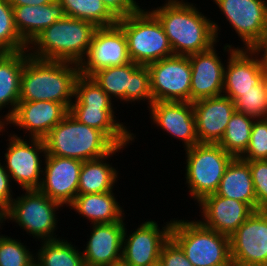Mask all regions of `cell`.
<instances>
[{"label": "cell", "instance_id": "obj_1", "mask_svg": "<svg viewBox=\"0 0 267 266\" xmlns=\"http://www.w3.org/2000/svg\"><path fill=\"white\" fill-rule=\"evenodd\" d=\"M165 2L150 11L161 22L174 55L189 56L204 52L219 42L221 27L215 20L203 15L195 3L183 0Z\"/></svg>", "mask_w": 267, "mask_h": 266}, {"label": "cell", "instance_id": "obj_2", "mask_svg": "<svg viewBox=\"0 0 267 266\" xmlns=\"http://www.w3.org/2000/svg\"><path fill=\"white\" fill-rule=\"evenodd\" d=\"M79 75V64L29 56L22 69L19 101H54L69 110Z\"/></svg>", "mask_w": 267, "mask_h": 266}, {"label": "cell", "instance_id": "obj_3", "mask_svg": "<svg viewBox=\"0 0 267 266\" xmlns=\"http://www.w3.org/2000/svg\"><path fill=\"white\" fill-rule=\"evenodd\" d=\"M112 100L92 77L79 75L69 113L79 122L102 131L116 146L129 145L136 135L125 123L117 121Z\"/></svg>", "mask_w": 267, "mask_h": 266}, {"label": "cell", "instance_id": "obj_4", "mask_svg": "<svg viewBox=\"0 0 267 266\" xmlns=\"http://www.w3.org/2000/svg\"><path fill=\"white\" fill-rule=\"evenodd\" d=\"M96 28L92 22L65 16L39 33L28 45V53L42 60L80 64Z\"/></svg>", "mask_w": 267, "mask_h": 266}, {"label": "cell", "instance_id": "obj_5", "mask_svg": "<svg viewBox=\"0 0 267 266\" xmlns=\"http://www.w3.org/2000/svg\"><path fill=\"white\" fill-rule=\"evenodd\" d=\"M48 155L80 161L109 154L116 145L100 130L76 120L69 112L44 138Z\"/></svg>", "mask_w": 267, "mask_h": 266}, {"label": "cell", "instance_id": "obj_6", "mask_svg": "<svg viewBox=\"0 0 267 266\" xmlns=\"http://www.w3.org/2000/svg\"><path fill=\"white\" fill-rule=\"evenodd\" d=\"M170 237L193 266H232L230 237L204 227L198 220L174 218Z\"/></svg>", "mask_w": 267, "mask_h": 266}, {"label": "cell", "instance_id": "obj_7", "mask_svg": "<svg viewBox=\"0 0 267 266\" xmlns=\"http://www.w3.org/2000/svg\"><path fill=\"white\" fill-rule=\"evenodd\" d=\"M117 24L125 33L132 62L148 65L174 55L161 22L149 9L142 7Z\"/></svg>", "mask_w": 267, "mask_h": 266}, {"label": "cell", "instance_id": "obj_8", "mask_svg": "<svg viewBox=\"0 0 267 266\" xmlns=\"http://www.w3.org/2000/svg\"><path fill=\"white\" fill-rule=\"evenodd\" d=\"M185 178L194 202L215 194L224 172L234 158L219 144L198 143L186 149Z\"/></svg>", "mask_w": 267, "mask_h": 266}, {"label": "cell", "instance_id": "obj_9", "mask_svg": "<svg viewBox=\"0 0 267 266\" xmlns=\"http://www.w3.org/2000/svg\"><path fill=\"white\" fill-rule=\"evenodd\" d=\"M63 207L59 202L51 200L39 190H25L21 195L13 199L5 210L6 220H12L18 224L26 234L33 239L41 241L60 239L58 229V217L56 212ZM58 236V237H57Z\"/></svg>", "mask_w": 267, "mask_h": 266}, {"label": "cell", "instance_id": "obj_10", "mask_svg": "<svg viewBox=\"0 0 267 266\" xmlns=\"http://www.w3.org/2000/svg\"><path fill=\"white\" fill-rule=\"evenodd\" d=\"M8 137L7 152L4 153L6 163L3 165L11 181L18 183L23 191L38 190L44 168L42 156L45 158L47 154L44 139L29 138L28 141L16 133H10Z\"/></svg>", "mask_w": 267, "mask_h": 266}, {"label": "cell", "instance_id": "obj_11", "mask_svg": "<svg viewBox=\"0 0 267 266\" xmlns=\"http://www.w3.org/2000/svg\"><path fill=\"white\" fill-rule=\"evenodd\" d=\"M106 94L120 103L137 101L153 103L150 72L147 65L129 62L123 66L107 67L91 76ZM142 100V101H141Z\"/></svg>", "mask_w": 267, "mask_h": 266}, {"label": "cell", "instance_id": "obj_12", "mask_svg": "<svg viewBox=\"0 0 267 266\" xmlns=\"http://www.w3.org/2000/svg\"><path fill=\"white\" fill-rule=\"evenodd\" d=\"M147 67L153 102H190L192 71L188 56L173 55Z\"/></svg>", "mask_w": 267, "mask_h": 266}, {"label": "cell", "instance_id": "obj_13", "mask_svg": "<svg viewBox=\"0 0 267 266\" xmlns=\"http://www.w3.org/2000/svg\"><path fill=\"white\" fill-rule=\"evenodd\" d=\"M232 266H267V210L254 211L230 237Z\"/></svg>", "mask_w": 267, "mask_h": 266}, {"label": "cell", "instance_id": "obj_14", "mask_svg": "<svg viewBox=\"0 0 267 266\" xmlns=\"http://www.w3.org/2000/svg\"><path fill=\"white\" fill-rule=\"evenodd\" d=\"M173 219L160 229L154 220L140 223L135 231L123 233L122 260L120 266H152L159 262L163 244L170 238Z\"/></svg>", "mask_w": 267, "mask_h": 266}, {"label": "cell", "instance_id": "obj_15", "mask_svg": "<svg viewBox=\"0 0 267 266\" xmlns=\"http://www.w3.org/2000/svg\"><path fill=\"white\" fill-rule=\"evenodd\" d=\"M131 62L125 33L115 24L97 27L85 58L79 64L80 75L91 77L98 70Z\"/></svg>", "mask_w": 267, "mask_h": 266}, {"label": "cell", "instance_id": "obj_16", "mask_svg": "<svg viewBox=\"0 0 267 266\" xmlns=\"http://www.w3.org/2000/svg\"><path fill=\"white\" fill-rule=\"evenodd\" d=\"M230 27L243 42L239 49H251L267 28L266 0H213Z\"/></svg>", "mask_w": 267, "mask_h": 266}, {"label": "cell", "instance_id": "obj_17", "mask_svg": "<svg viewBox=\"0 0 267 266\" xmlns=\"http://www.w3.org/2000/svg\"><path fill=\"white\" fill-rule=\"evenodd\" d=\"M223 46V52H228L223 95L235 102L244 92L262 82L264 67L251 49H239L228 43Z\"/></svg>", "mask_w": 267, "mask_h": 266}, {"label": "cell", "instance_id": "obj_18", "mask_svg": "<svg viewBox=\"0 0 267 266\" xmlns=\"http://www.w3.org/2000/svg\"><path fill=\"white\" fill-rule=\"evenodd\" d=\"M83 161L46 154L39 191L66 208L78 195Z\"/></svg>", "mask_w": 267, "mask_h": 266}, {"label": "cell", "instance_id": "obj_19", "mask_svg": "<svg viewBox=\"0 0 267 266\" xmlns=\"http://www.w3.org/2000/svg\"><path fill=\"white\" fill-rule=\"evenodd\" d=\"M69 110L54 101H19L14 113L3 123L24 130L28 138L44 139L63 120Z\"/></svg>", "mask_w": 267, "mask_h": 266}, {"label": "cell", "instance_id": "obj_20", "mask_svg": "<svg viewBox=\"0 0 267 266\" xmlns=\"http://www.w3.org/2000/svg\"><path fill=\"white\" fill-rule=\"evenodd\" d=\"M148 110L151 123L182 141L185 150L199 143L192 102H153Z\"/></svg>", "mask_w": 267, "mask_h": 266}, {"label": "cell", "instance_id": "obj_21", "mask_svg": "<svg viewBox=\"0 0 267 266\" xmlns=\"http://www.w3.org/2000/svg\"><path fill=\"white\" fill-rule=\"evenodd\" d=\"M125 218L120 222L92 224L89 241L82 251L85 266H120Z\"/></svg>", "mask_w": 267, "mask_h": 266}, {"label": "cell", "instance_id": "obj_22", "mask_svg": "<svg viewBox=\"0 0 267 266\" xmlns=\"http://www.w3.org/2000/svg\"><path fill=\"white\" fill-rule=\"evenodd\" d=\"M204 227L220 234L231 235L254 212L246 203L215 194L204 197L198 202Z\"/></svg>", "mask_w": 267, "mask_h": 266}, {"label": "cell", "instance_id": "obj_23", "mask_svg": "<svg viewBox=\"0 0 267 266\" xmlns=\"http://www.w3.org/2000/svg\"><path fill=\"white\" fill-rule=\"evenodd\" d=\"M192 105L198 142L218 144L236 111L235 102L227 96L220 95L197 100Z\"/></svg>", "mask_w": 267, "mask_h": 266}, {"label": "cell", "instance_id": "obj_24", "mask_svg": "<svg viewBox=\"0 0 267 266\" xmlns=\"http://www.w3.org/2000/svg\"><path fill=\"white\" fill-rule=\"evenodd\" d=\"M214 44L209 50L189 55L191 64L190 102L223 95L225 64Z\"/></svg>", "mask_w": 267, "mask_h": 266}, {"label": "cell", "instance_id": "obj_25", "mask_svg": "<svg viewBox=\"0 0 267 266\" xmlns=\"http://www.w3.org/2000/svg\"><path fill=\"white\" fill-rule=\"evenodd\" d=\"M29 56L28 50L0 54V111L9 108L4 117L0 116L2 124L14 113L19 103L22 69Z\"/></svg>", "mask_w": 267, "mask_h": 266}, {"label": "cell", "instance_id": "obj_26", "mask_svg": "<svg viewBox=\"0 0 267 266\" xmlns=\"http://www.w3.org/2000/svg\"><path fill=\"white\" fill-rule=\"evenodd\" d=\"M14 23L20 37L29 45L36 36L55 21L66 15L61 4L56 0L39 6H12Z\"/></svg>", "mask_w": 267, "mask_h": 266}, {"label": "cell", "instance_id": "obj_27", "mask_svg": "<svg viewBox=\"0 0 267 266\" xmlns=\"http://www.w3.org/2000/svg\"><path fill=\"white\" fill-rule=\"evenodd\" d=\"M128 145L116 146L109 154L92 160L83 161L78 184V195L96 194L113 191L119 180L118 168L106 162Z\"/></svg>", "mask_w": 267, "mask_h": 266}, {"label": "cell", "instance_id": "obj_28", "mask_svg": "<svg viewBox=\"0 0 267 266\" xmlns=\"http://www.w3.org/2000/svg\"><path fill=\"white\" fill-rule=\"evenodd\" d=\"M113 191L96 194L77 195L68 206L71 210L83 216L90 224L120 222L125 218L122 205L116 200Z\"/></svg>", "mask_w": 267, "mask_h": 266}, {"label": "cell", "instance_id": "obj_29", "mask_svg": "<svg viewBox=\"0 0 267 266\" xmlns=\"http://www.w3.org/2000/svg\"><path fill=\"white\" fill-rule=\"evenodd\" d=\"M216 194L246 203L253 211H257L249 163L240 157L233 158L220 180Z\"/></svg>", "mask_w": 267, "mask_h": 266}, {"label": "cell", "instance_id": "obj_30", "mask_svg": "<svg viewBox=\"0 0 267 266\" xmlns=\"http://www.w3.org/2000/svg\"><path fill=\"white\" fill-rule=\"evenodd\" d=\"M40 243L35 252V262L40 266H85L82 251L67 239L40 240Z\"/></svg>", "mask_w": 267, "mask_h": 266}, {"label": "cell", "instance_id": "obj_31", "mask_svg": "<svg viewBox=\"0 0 267 266\" xmlns=\"http://www.w3.org/2000/svg\"><path fill=\"white\" fill-rule=\"evenodd\" d=\"M254 121V118L235 111L227 124L221 141L218 144L234 158L241 157L250 143L252 125Z\"/></svg>", "mask_w": 267, "mask_h": 266}, {"label": "cell", "instance_id": "obj_32", "mask_svg": "<svg viewBox=\"0 0 267 266\" xmlns=\"http://www.w3.org/2000/svg\"><path fill=\"white\" fill-rule=\"evenodd\" d=\"M67 17L92 22L96 27L117 24V19L108 11L102 0H57Z\"/></svg>", "mask_w": 267, "mask_h": 266}, {"label": "cell", "instance_id": "obj_33", "mask_svg": "<svg viewBox=\"0 0 267 266\" xmlns=\"http://www.w3.org/2000/svg\"><path fill=\"white\" fill-rule=\"evenodd\" d=\"M28 50V44L20 37L13 15V7L8 0H0V51L18 52Z\"/></svg>", "mask_w": 267, "mask_h": 266}, {"label": "cell", "instance_id": "obj_34", "mask_svg": "<svg viewBox=\"0 0 267 266\" xmlns=\"http://www.w3.org/2000/svg\"><path fill=\"white\" fill-rule=\"evenodd\" d=\"M19 239L0 236V266H31L35 262L33 251Z\"/></svg>", "mask_w": 267, "mask_h": 266}, {"label": "cell", "instance_id": "obj_35", "mask_svg": "<svg viewBox=\"0 0 267 266\" xmlns=\"http://www.w3.org/2000/svg\"><path fill=\"white\" fill-rule=\"evenodd\" d=\"M235 108L238 113L248 115L251 118H267V97L262 82L244 92L236 101Z\"/></svg>", "mask_w": 267, "mask_h": 266}, {"label": "cell", "instance_id": "obj_36", "mask_svg": "<svg viewBox=\"0 0 267 266\" xmlns=\"http://www.w3.org/2000/svg\"><path fill=\"white\" fill-rule=\"evenodd\" d=\"M240 158L245 161L267 160V118L253 122L250 143Z\"/></svg>", "mask_w": 267, "mask_h": 266}, {"label": "cell", "instance_id": "obj_37", "mask_svg": "<svg viewBox=\"0 0 267 266\" xmlns=\"http://www.w3.org/2000/svg\"><path fill=\"white\" fill-rule=\"evenodd\" d=\"M247 162L250 165L257 210H267V160Z\"/></svg>", "mask_w": 267, "mask_h": 266}, {"label": "cell", "instance_id": "obj_38", "mask_svg": "<svg viewBox=\"0 0 267 266\" xmlns=\"http://www.w3.org/2000/svg\"><path fill=\"white\" fill-rule=\"evenodd\" d=\"M159 262L162 266H193L184 251L171 237L161 248Z\"/></svg>", "mask_w": 267, "mask_h": 266}, {"label": "cell", "instance_id": "obj_39", "mask_svg": "<svg viewBox=\"0 0 267 266\" xmlns=\"http://www.w3.org/2000/svg\"><path fill=\"white\" fill-rule=\"evenodd\" d=\"M108 11L117 19L136 13L141 6L136 0H102Z\"/></svg>", "mask_w": 267, "mask_h": 266}, {"label": "cell", "instance_id": "obj_40", "mask_svg": "<svg viewBox=\"0 0 267 266\" xmlns=\"http://www.w3.org/2000/svg\"><path fill=\"white\" fill-rule=\"evenodd\" d=\"M1 164L0 162V208L6 210L14 199V193L10 185L12 183L10 175L4 168V165Z\"/></svg>", "mask_w": 267, "mask_h": 266}, {"label": "cell", "instance_id": "obj_41", "mask_svg": "<svg viewBox=\"0 0 267 266\" xmlns=\"http://www.w3.org/2000/svg\"><path fill=\"white\" fill-rule=\"evenodd\" d=\"M251 50L258 56L263 67H267V28L263 32V35L259 41L251 48Z\"/></svg>", "mask_w": 267, "mask_h": 266}, {"label": "cell", "instance_id": "obj_42", "mask_svg": "<svg viewBox=\"0 0 267 266\" xmlns=\"http://www.w3.org/2000/svg\"><path fill=\"white\" fill-rule=\"evenodd\" d=\"M54 1L56 0H8L11 6H24V5L39 6V5L49 4Z\"/></svg>", "mask_w": 267, "mask_h": 266}, {"label": "cell", "instance_id": "obj_43", "mask_svg": "<svg viewBox=\"0 0 267 266\" xmlns=\"http://www.w3.org/2000/svg\"><path fill=\"white\" fill-rule=\"evenodd\" d=\"M262 84H263L264 91L267 97V67L263 68Z\"/></svg>", "mask_w": 267, "mask_h": 266}, {"label": "cell", "instance_id": "obj_44", "mask_svg": "<svg viewBox=\"0 0 267 266\" xmlns=\"http://www.w3.org/2000/svg\"><path fill=\"white\" fill-rule=\"evenodd\" d=\"M4 221H6V212L4 209L0 208V227L3 225L2 223H5ZM2 234H0L1 236Z\"/></svg>", "mask_w": 267, "mask_h": 266}, {"label": "cell", "instance_id": "obj_45", "mask_svg": "<svg viewBox=\"0 0 267 266\" xmlns=\"http://www.w3.org/2000/svg\"><path fill=\"white\" fill-rule=\"evenodd\" d=\"M5 129H7V128H5L4 126H3V124L0 122V133L2 132H4L5 131ZM1 135V134H0Z\"/></svg>", "mask_w": 267, "mask_h": 266}, {"label": "cell", "instance_id": "obj_46", "mask_svg": "<svg viewBox=\"0 0 267 266\" xmlns=\"http://www.w3.org/2000/svg\"><path fill=\"white\" fill-rule=\"evenodd\" d=\"M31 266H40L37 262H34Z\"/></svg>", "mask_w": 267, "mask_h": 266}, {"label": "cell", "instance_id": "obj_47", "mask_svg": "<svg viewBox=\"0 0 267 266\" xmlns=\"http://www.w3.org/2000/svg\"><path fill=\"white\" fill-rule=\"evenodd\" d=\"M152 266H162V265L160 264V262H158V263H156V264H154Z\"/></svg>", "mask_w": 267, "mask_h": 266}]
</instances>
